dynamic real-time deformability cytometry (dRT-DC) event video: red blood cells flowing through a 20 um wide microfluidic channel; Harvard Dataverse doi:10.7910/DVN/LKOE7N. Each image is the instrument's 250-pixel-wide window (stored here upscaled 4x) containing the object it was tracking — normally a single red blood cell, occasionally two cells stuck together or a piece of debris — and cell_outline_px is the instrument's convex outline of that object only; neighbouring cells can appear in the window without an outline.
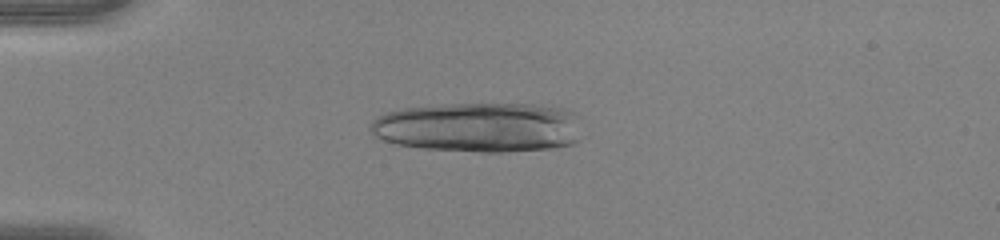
{"species": "human", "species_latin": "Homo sapiens", "temperature_condition": "warm", "stored_images_in_passage": 41, "camera_frame_rate_fps": 3000, "um_per_image_px": 0.085, "donor": {"sex": "female"}, "frame": {"image": 1, "passage_image": 14, "time_ms": 4.333, "image_size_px": [1000, 240], "cell_outline_px": [[580, 140], [576, 144], [552, 148], [504, 152], [480, 152], [420, 148], [396, 144], [384, 140], [376, 136], [368, 128], [372, 120], [388, 112], [400, 108], [444, 104], [536, 104], [564, 108], [572, 112]], "centroid_in_image_um": [40.67, 10.82], "position_along_channel_um": 44.3, "area_um2": 61.61}}